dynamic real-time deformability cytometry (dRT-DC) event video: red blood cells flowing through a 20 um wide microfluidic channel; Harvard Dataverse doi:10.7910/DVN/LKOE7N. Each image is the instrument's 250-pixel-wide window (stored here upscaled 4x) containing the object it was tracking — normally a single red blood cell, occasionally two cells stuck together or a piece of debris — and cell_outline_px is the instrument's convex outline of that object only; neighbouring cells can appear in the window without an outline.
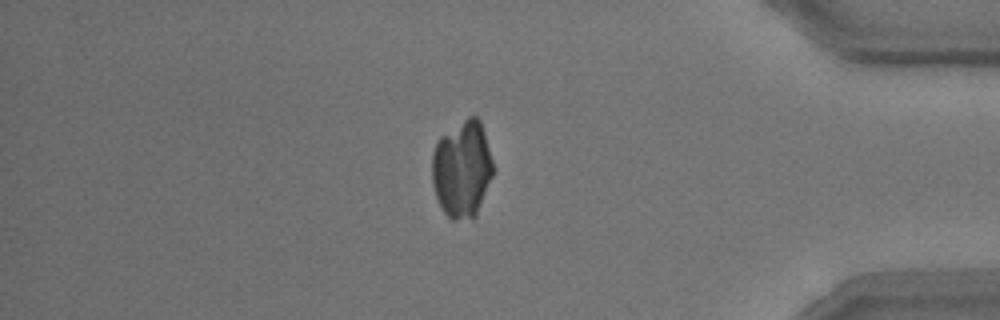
{"species": "common noctule bat (a hibernating species)", "species_latin": "Nyctalus noctula", "temperature_condition": "room temperature", "stored_images_in_passage": 52, "camera_frame_rate_fps": 3000, "um_per_image_px": 0.085, "animal": {"sex": "male", "body_mass_g": 15.6}, "frame": {"image": 1, "passage_image": 45, "time_ms": 14.667, "image_size_px": [1000, 320], "cell_outline_px": [[492, 176], [476, 216], [472, 220], [452, 220], [444, 212], [436, 196], [432, 184], [432, 152], [440, 136], [468, 116], [476, 116], [480, 120], [484, 132], [492, 160]], "centroid_in_image_um": [39.26, 14.38], "position_along_channel_um": 395.9, "area_um2": 34.51}}
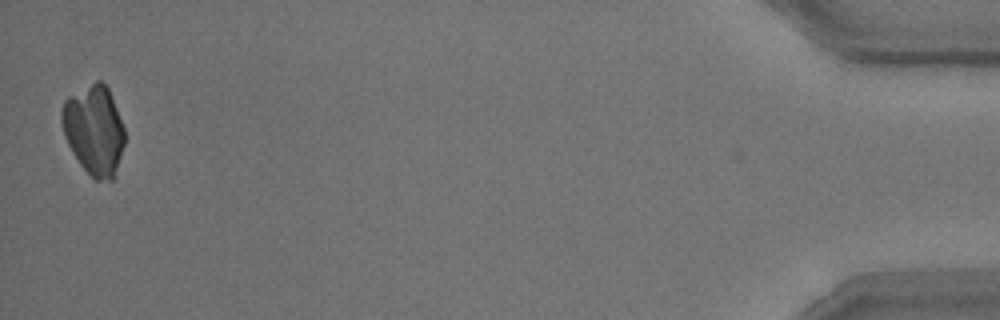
{"frame": {"image": 2, "passage_image": 52, "time_ms": 17.0, "image_size_px": [1000, 320], "cell_outline_px": [[124, 144], [116, 176], [112, 180], [96, 180], [80, 164], [72, 152], [64, 136], [60, 120], [60, 112], [64, 100], [68, 96], [96, 80], [100, 80], [108, 88], [112, 96], [124, 128]], "centroid_in_image_um": [7.98, 11.05], "position_along_channel_um": 427.2, "area_um2": 33.0}}